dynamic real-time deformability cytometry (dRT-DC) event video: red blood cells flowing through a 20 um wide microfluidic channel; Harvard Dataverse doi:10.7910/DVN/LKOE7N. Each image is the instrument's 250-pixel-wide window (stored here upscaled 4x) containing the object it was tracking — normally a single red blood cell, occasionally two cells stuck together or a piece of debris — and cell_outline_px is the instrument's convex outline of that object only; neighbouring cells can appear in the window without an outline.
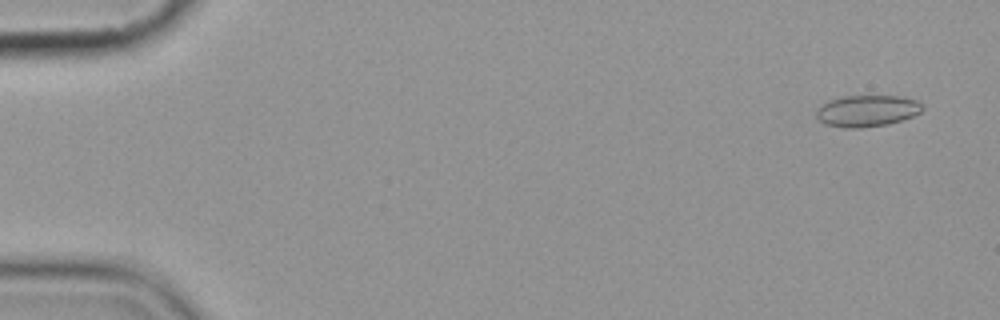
{"species": "common noctule bat (a hibernating species)", "species_latin": "Nyctalus noctula", "temperature_condition": "cold", "stored_images_in_passage": 6, "camera_frame_rate_fps": 3000, "um_per_image_px": 0.085, "animal": {"sex": "female", "body_mass_g": 19.9}, "frame": {"image": 1, "passage_image": 1, "time_ms": 0.0, "image_size_px": [1000, 320], "cell_outline_px": [[924, 108], [920, 112], [912, 116], [888, 124], [860, 128], [844, 128], [824, 124], [816, 116], [816, 108], [828, 100], [840, 96], [900, 96], [916, 100], [924, 104]], "centroid_in_image_um": [73.67, 9.42], "position_along_channel_um": 11.3, "area_um2": 19.65}}
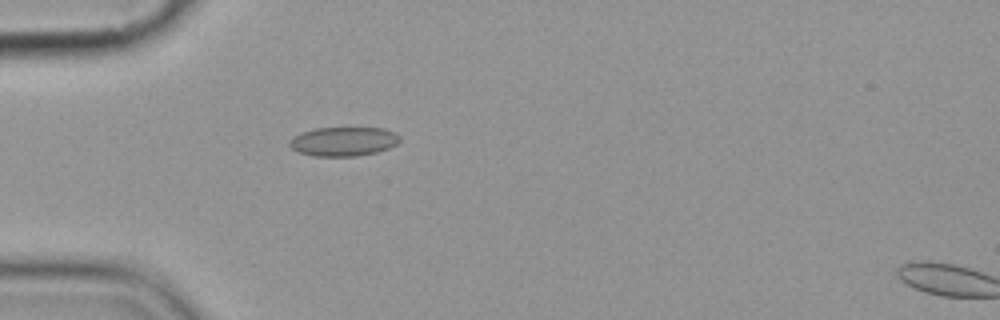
{"frame": {"image": 2, "passage_image": 5, "time_ms": 4.667, "image_size_px": [1000, 320], "cell_outline_px": [[400, 140], [396, 144], [388, 148], [376, 152], [356, 156], [312, 156], [300, 152], [292, 148], [288, 144], [288, 140], [292, 136], [300, 132], [316, 128], [384, 128], [396, 132], [400, 136]], "centroid_in_image_um": [29.18, 12.01], "position_along_channel_um": 55.8, "area_um2": 18.84}}